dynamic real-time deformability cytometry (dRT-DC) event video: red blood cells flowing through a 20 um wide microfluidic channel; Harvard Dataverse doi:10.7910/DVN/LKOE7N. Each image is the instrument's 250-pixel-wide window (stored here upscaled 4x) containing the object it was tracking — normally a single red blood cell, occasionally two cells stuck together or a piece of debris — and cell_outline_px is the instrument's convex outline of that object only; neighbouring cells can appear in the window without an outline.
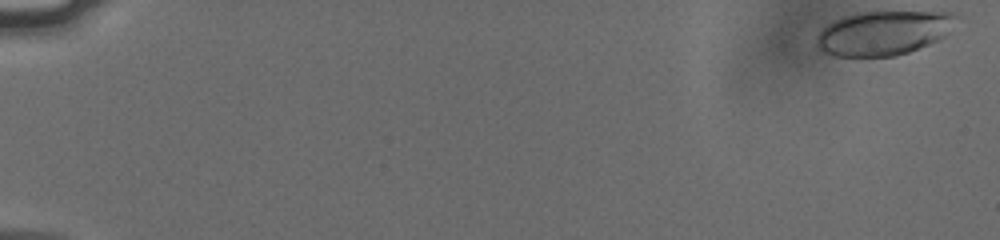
{"species": "human", "species_latin": "Homo sapiens", "temperature_condition": "cold", "stored_images_in_passage": 56, "camera_frame_rate_fps": 3000, "um_per_image_px": 0.085, "donor": {"sex": "male"}, "frame": {"image": 1, "passage_image": 1, "time_ms": 0.0, "image_size_px": [1000, 240], "cell_outline_px": [[960, 16], [944, 36], [928, 44], [908, 52], [896, 56], [832, 56], [824, 52], [816, 44], [816, 36], [828, 24], [844, 16], [856, 12], [956, 12]], "centroid_in_image_um": [75.1, 2.79], "position_along_channel_um": 9.9, "area_um2": 35.84}}
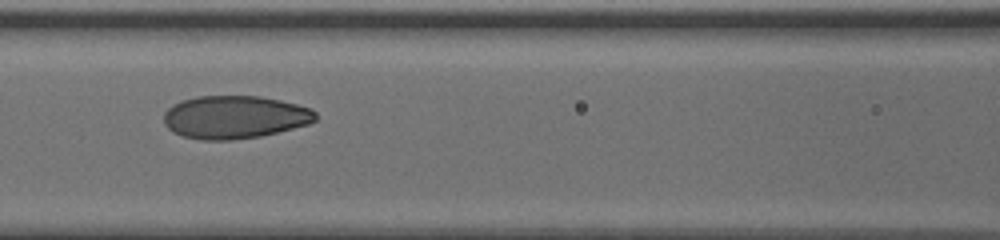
{"frame": {"image": 2, "passage_image": 27, "time_ms": 8.667, "image_size_px": [1000, 240], "cell_outline_px": [[316, 120], [308, 124], [260, 136], [228, 140], [200, 140], [184, 136], [172, 132], [164, 124], [164, 112], [172, 104], [180, 100], [196, 96], [260, 96], [280, 100], [312, 108], [316, 112]], "centroid_in_image_um": [19.92, 9.94], "position_along_channel_um": 146.7, "area_um2": 38.09}}
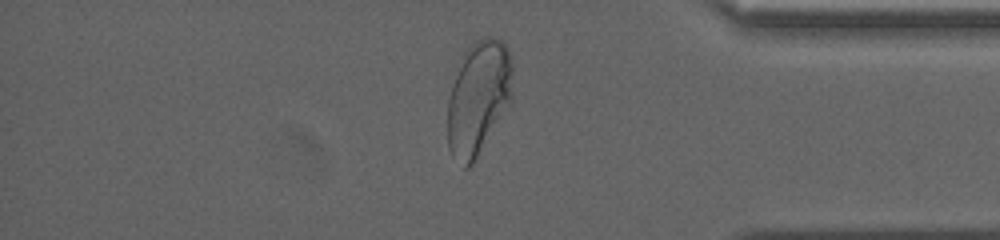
{"frame": {"image": 3, "passage_image": 48, "time_ms": 15.667, "image_size_px": [1000, 240], "cell_outline_px": [[512, 104], [472, 164], [468, 168], [464, 168], [452, 156], [448, 148], [448, 100], [452, 84], [464, 52], [476, 40], [484, 36], [496, 36], [508, 48], [512, 64]], "centroid_in_image_um": [40.69, 8.32], "position_along_channel_um": 394.5, "area_um2": 43.7}, "authors_computed_cell_mechanics": {"area_um2": 37.6567, "velocity_mm_per_s": 3.7763, "shape_relaxation_time_tau1_ms": 4.3795, "shape_relaxation_time_tau2_ms": null, "deformation_change_tau1": 0.1582, "deformation_change_tau2": null}}